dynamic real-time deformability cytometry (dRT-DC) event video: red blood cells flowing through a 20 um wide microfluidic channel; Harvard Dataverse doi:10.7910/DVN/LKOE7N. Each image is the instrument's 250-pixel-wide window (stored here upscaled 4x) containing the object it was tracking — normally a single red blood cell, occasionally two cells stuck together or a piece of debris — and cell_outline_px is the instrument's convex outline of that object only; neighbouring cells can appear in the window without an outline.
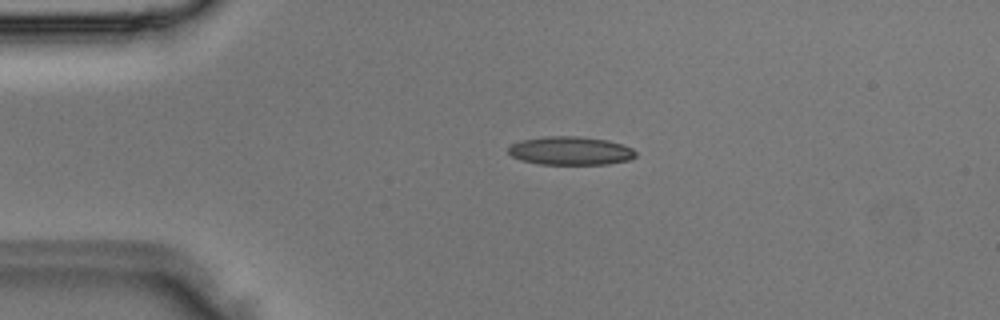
{"species": "Egyptian fruit bat (a non-hibernating species)", "species_latin": "Rousettus aegyptiacus", "temperature_condition": "room temperature", "stored_images_in_passage": 3, "camera_frame_rate_fps": 3000, "um_per_image_px": 0.085, "animal": {"sex": "male"}, "frame": {"image": 1, "passage_image": 3, "time_ms": 0.667, "image_size_px": [1000, 320], "cell_outline_px": [[636, 156], [632, 160], [608, 164], [540, 164], [520, 160], [512, 156], [508, 152], [508, 148], [512, 144], [520, 140], [544, 136], [580, 136], [608, 140], [632, 148], [636, 152]], "centroid_in_image_um": [48.5, 12.81], "position_along_channel_um": 36.5, "area_um2": 21.27}}